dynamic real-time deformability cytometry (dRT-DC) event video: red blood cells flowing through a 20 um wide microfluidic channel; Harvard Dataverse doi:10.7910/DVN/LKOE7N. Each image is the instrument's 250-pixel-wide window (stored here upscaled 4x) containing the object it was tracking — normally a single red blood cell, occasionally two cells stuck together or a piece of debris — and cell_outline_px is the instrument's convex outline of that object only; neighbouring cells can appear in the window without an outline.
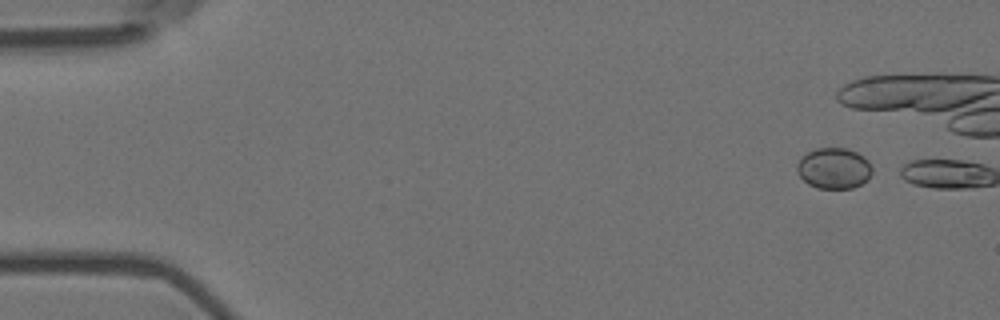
{"species": "Egyptian fruit bat (a non-hibernating species)", "species_latin": "Rousettus aegyptiacus", "temperature_condition": "room temperature", "stored_images_in_passage": 2, "camera_frame_rate_fps": 3000, "um_per_image_px": 0.085, "animal": {"sex": "female"}, "frame": {"image": 1, "passage_image": 1, "time_ms": 0.0, "image_size_px": [1000, 320], "cell_outline_px": [[872, 172], [868, 180], [852, 188], [816, 188], [808, 184], [800, 176], [796, 168], [796, 164], [808, 152], [816, 148], [848, 148], [864, 156], [868, 160], [872, 168]], "centroid_in_image_um": [70.9, 14.3], "position_along_channel_um": 14.1, "area_um2": 17.92}}